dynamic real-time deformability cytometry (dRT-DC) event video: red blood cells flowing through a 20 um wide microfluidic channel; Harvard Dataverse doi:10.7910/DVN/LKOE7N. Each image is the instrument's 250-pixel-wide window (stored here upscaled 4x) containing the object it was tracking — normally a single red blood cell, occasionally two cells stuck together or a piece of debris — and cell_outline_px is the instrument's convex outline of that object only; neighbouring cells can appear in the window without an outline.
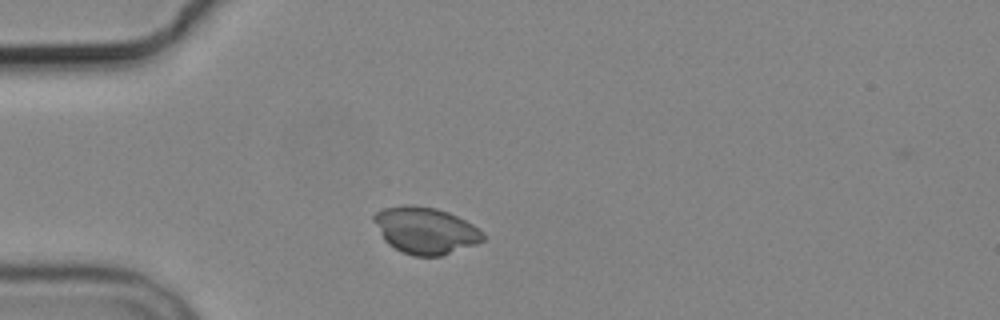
{"species": "common noctule bat (a hibernating species)", "species_latin": "Nyctalus noctula", "temperature_condition": "cold", "stored_images_in_passage": 6, "camera_frame_rate_fps": 3000, "um_per_image_px": 0.085, "animal": {"sex": "male", "body_mass_g": 19.2, "forearm_length_mm": 51.8}, "frame": {"image": 1, "passage_image": 1, "time_ms": 0.0, "image_size_px": [1000, 320], "cell_outline_px": [[484, 240], [476, 244], [440, 256], [412, 256], [388, 244], [384, 240], [372, 220], [372, 216], [376, 212], [384, 208], [404, 204], [412, 204], [436, 208], [448, 212], [472, 224], [484, 232]], "centroid_in_image_um": [36.14, 19.57], "position_along_channel_um": 48.9, "area_um2": 29.71}}
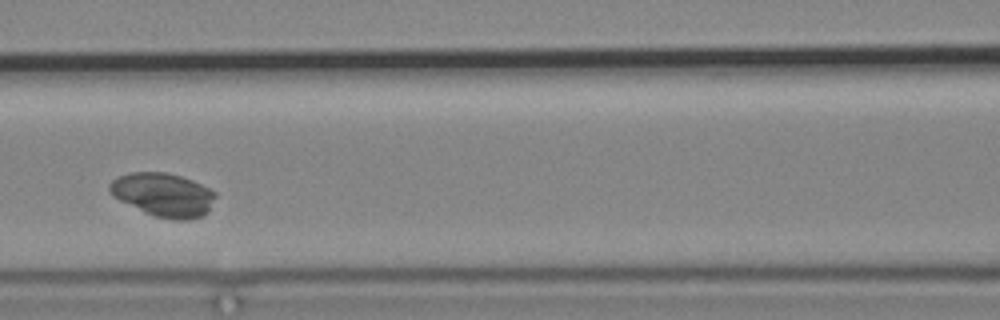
{"frame": {"image": 2, "passage_image": 4, "time_ms": 3.333, "image_size_px": [1000, 320], "cell_outline_px": [[216, 196], [208, 212], [204, 216], [188, 220], [172, 220], [156, 216], [144, 212], [112, 196], [108, 188], [108, 184], [112, 180], [120, 176], [132, 172], [164, 172], [180, 176], [192, 180], [216, 192]], "centroid_in_image_um": [13.89, 16.56], "position_along_channel_um": 152.7, "area_um2": 26.88}}
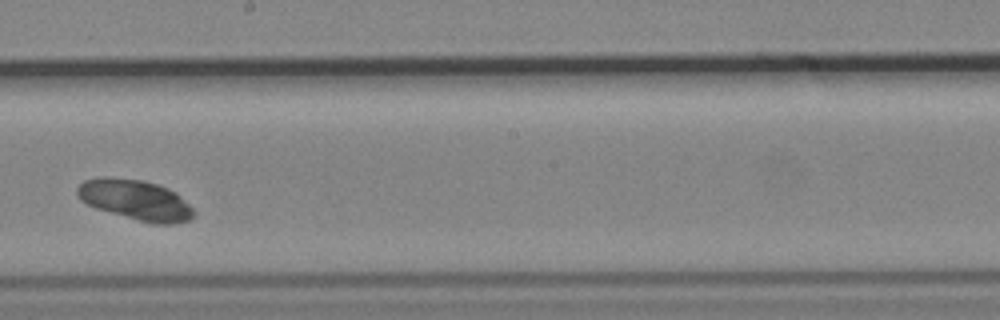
{"frame": {"image": 3, "passage_image": 6, "time_ms": 5.667, "image_size_px": [1000, 320], "cell_outline_px": [[196, 212], [188, 220], [176, 224], [152, 224], [96, 208], [80, 200], [76, 192], [76, 188], [84, 180], [100, 176], [108, 176], [140, 180], [156, 184], [168, 188], [176, 192]], "centroid_in_image_um": [11.5, 16.98], "position_along_channel_um": 236.7, "area_um2": 27.34}}